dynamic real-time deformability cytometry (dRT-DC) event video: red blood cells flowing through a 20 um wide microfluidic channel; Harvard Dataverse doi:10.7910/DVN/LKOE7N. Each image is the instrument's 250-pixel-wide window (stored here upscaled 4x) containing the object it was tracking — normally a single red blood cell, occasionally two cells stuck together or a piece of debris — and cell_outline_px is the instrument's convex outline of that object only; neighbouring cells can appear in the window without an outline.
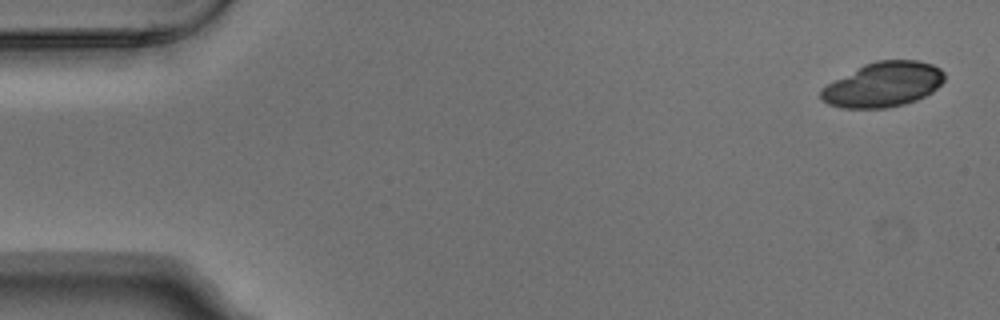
{"species": "Egyptian fruit bat (a non-hibernating species)", "species_latin": "Rousettus aegyptiacus", "temperature_condition": "warm", "stored_images_in_passage": 4, "camera_frame_rate_fps": 3000, "um_per_image_px": 0.085, "animal": {"sex": "male"}, "frame": {"image": 1, "passage_image": 1, "time_ms": 0.0, "image_size_px": [1000, 320], "cell_outline_px": [[944, 80], [932, 92], [916, 100], [904, 104], [888, 108], [840, 108], [828, 104], [820, 100], [820, 88], [864, 64], [876, 60], [916, 60], [932, 64], [940, 68], [944, 72]], "centroid_in_image_um": [75.05, 7.19], "position_along_channel_um": 10.0, "area_um2": 32.31}}
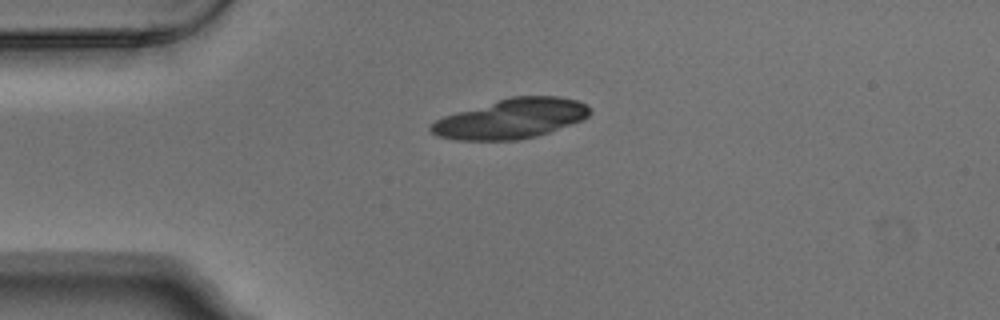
{"frame": {"image": 2, "passage_image": 4, "time_ms": 1.0, "image_size_px": [1000, 320], "cell_outline_px": [[592, 112], [588, 116], [580, 120], [548, 132], [536, 136], [520, 140], [456, 140], [436, 136], [428, 128], [436, 120], [444, 116], [456, 112], [512, 96], [560, 96], [576, 100], [592, 108]], "centroid_in_image_um": [43.44, 10.09], "position_along_channel_um": 41.6, "area_um2": 36.53}}